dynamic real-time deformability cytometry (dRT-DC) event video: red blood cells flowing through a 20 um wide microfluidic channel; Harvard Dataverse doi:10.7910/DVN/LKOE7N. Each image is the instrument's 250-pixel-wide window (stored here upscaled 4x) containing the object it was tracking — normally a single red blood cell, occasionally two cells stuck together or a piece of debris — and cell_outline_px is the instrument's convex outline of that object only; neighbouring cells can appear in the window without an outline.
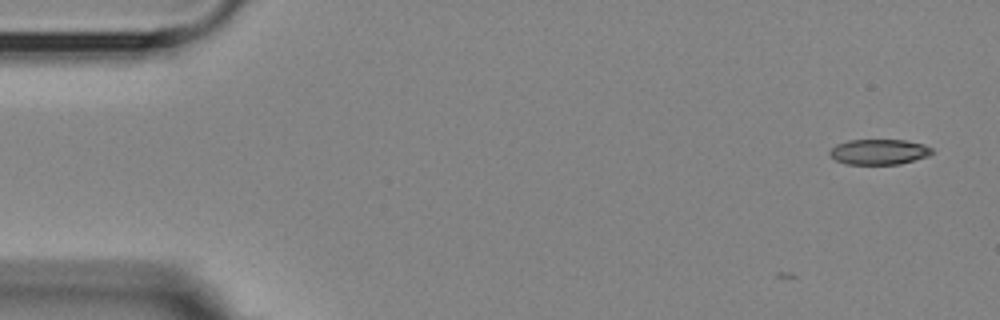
{"species": "Egyptian fruit bat (a non-hibernating species)", "species_latin": "Rousettus aegyptiacus", "temperature_condition": "room temperature", "stored_images_in_passage": 4, "camera_frame_rate_fps": 3000, "um_per_image_px": 0.085, "animal": {"sex": "female"}, "frame": {"image": 1, "passage_image": 1, "time_ms": 0.0, "image_size_px": [1000, 320], "cell_outline_px": [[932, 152], [928, 156], [900, 164], [848, 164], [836, 160], [828, 152], [836, 144], [848, 140], [904, 140], [924, 144], [932, 148]], "centroid_in_image_um": [74.72, 12.9], "position_along_channel_um": 10.3, "area_um2": 15.03}}